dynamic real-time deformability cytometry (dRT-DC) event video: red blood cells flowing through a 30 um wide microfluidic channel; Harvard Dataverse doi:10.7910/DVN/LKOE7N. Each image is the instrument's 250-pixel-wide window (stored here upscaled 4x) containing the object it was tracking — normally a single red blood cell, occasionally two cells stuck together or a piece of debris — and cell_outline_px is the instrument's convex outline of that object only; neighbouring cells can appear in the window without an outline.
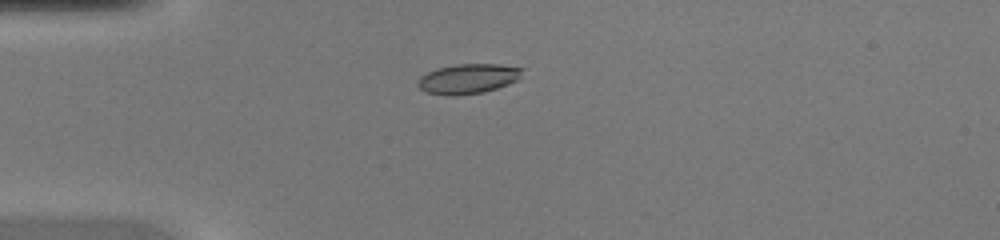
{"species": "common noctule bat (a hibernating species)", "species_latin": "Nyctalus noctula", "temperature_condition": "warm", "stored_images_in_passage": 34, "camera_frame_rate_fps": 3000, "um_per_image_px": 0.085, "animal": {"sex": "female", "body_mass_g": 20.0, "forearm_length_mm": 54.0}, "frame": {"image": 1, "passage_image": 1, "time_ms": 0.0, "image_size_px": [1000, 240], "cell_outline_px": [[524, 68], [520, 76], [516, 80], [508, 84], [484, 92], [456, 96], [448, 96], [424, 92], [416, 84], [416, 80], [420, 76], [436, 68], [456, 64], [500, 64]], "centroid_in_image_um": [39.74, 6.7], "position_along_channel_um": 45.3, "area_um2": 18.38}}
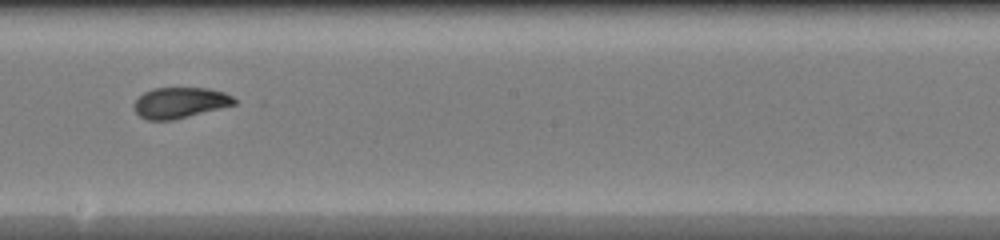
{"frame": {"image": 2, "passage_image": 15, "time_ms": 4.667, "image_size_px": [1000, 240], "cell_outline_px": [[236, 104], [172, 120], [148, 120], [140, 116], [132, 108], [132, 104], [144, 92], [152, 88], [208, 88], [224, 92], [232, 96], [236, 100]], "centroid_in_image_um": [15.27, 8.72], "position_along_channel_um": 232.9, "area_um2": 17.92}}
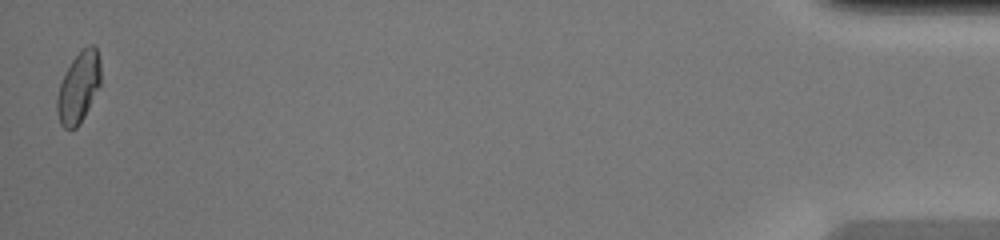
{"frame": {"image": 3, "passage_image": 34, "time_ms": 11.0, "image_size_px": [1000, 240], "cell_outline_px": [[100, 84], [80, 124], [76, 128], [64, 128], [60, 124], [56, 112], [56, 96], [60, 84], [72, 60], [88, 44], [92, 44], [96, 48], [100, 60]], "centroid_in_image_um": [6.66, 7.44], "position_along_channel_um": 428.5, "area_um2": 17.8}}